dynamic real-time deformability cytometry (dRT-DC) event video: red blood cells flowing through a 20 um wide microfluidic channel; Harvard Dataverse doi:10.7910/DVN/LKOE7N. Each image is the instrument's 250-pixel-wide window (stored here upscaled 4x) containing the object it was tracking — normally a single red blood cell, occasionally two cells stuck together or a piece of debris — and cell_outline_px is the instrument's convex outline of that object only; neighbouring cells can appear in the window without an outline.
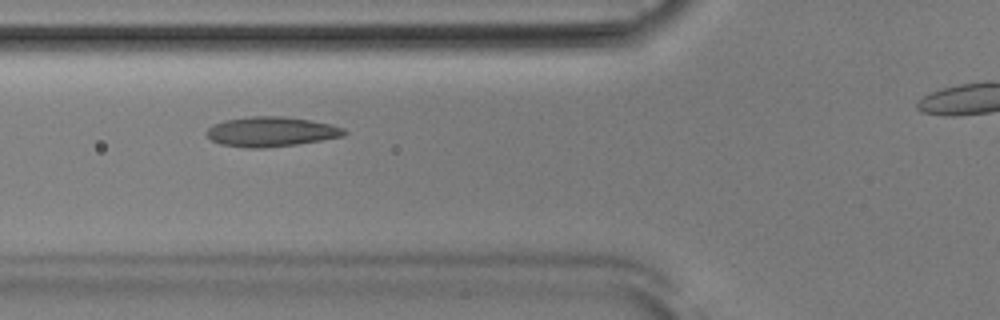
{"species": "Egyptian fruit bat (a non-hibernating species)", "species_latin": "Rousettus aegyptiacus", "temperature_condition": "room temperature", "stored_images_in_passage": 47, "camera_frame_rate_fps": 3000, "um_per_image_px": 0.085, "animal": {"sex": "male"}, "frame": {"image": 1, "passage_image": 20, "time_ms": 6.333, "image_size_px": [1000, 320], "cell_outline_px": [[348, 132], [344, 136], [296, 144], [264, 148], [248, 148], [220, 144], [212, 140], [204, 132], [212, 124], [224, 120], [252, 116], [284, 116], [332, 124], [344, 128]], "centroid_in_image_um": [23.03, 11.19], "position_along_channel_um": 102.8, "area_um2": 23.93}}
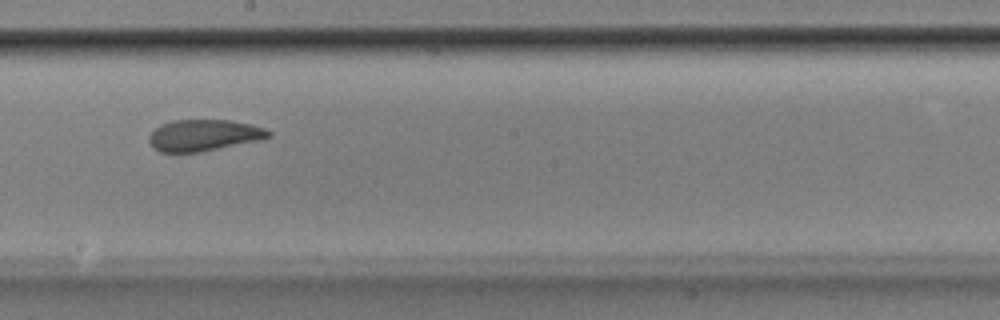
{"frame": {"image": 2, "passage_image": 30, "time_ms": 9.667, "image_size_px": [1000, 320], "cell_outline_px": [[272, 136], [260, 140], [200, 152], [160, 152], [152, 148], [148, 140], [148, 136], [160, 124], [172, 120], [228, 120], [252, 124], [264, 128], [272, 132]], "centroid_in_image_um": [17.31, 11.5], "position_along_channel_um": 230.9, "area_um2": 22.02}}
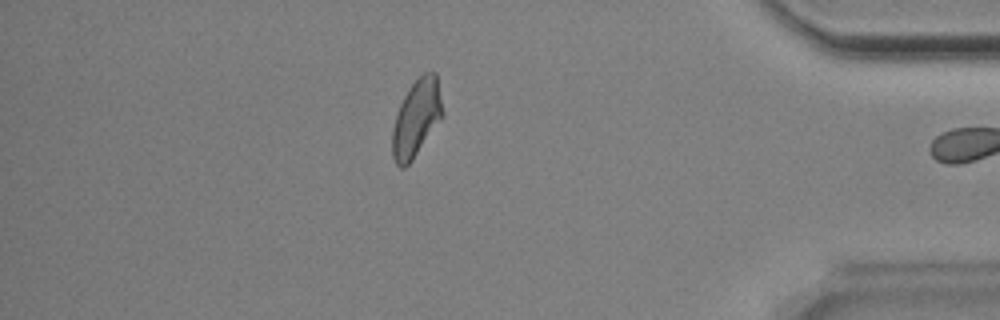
{"frame": {"image": 3, "passage_image": 46, "time_ms": 15.0, "image_size_px": [1000, 320], "cell_outline_px": [[444, 112], [440, 120], [412, 160], [404, 168], [400, 168], [396, 164], [392, 156], [392, 128], [396, 112], [404, 96], [412, 84], [424, 72], [436, 72]], "centroid_in_image_um": [35.38, 10.05], "position_along_channel_um": 399.8, "area_um2": 22.43}, "authors_computed_cell_mechanics": {"area_um2": 22.9466, "velocity_mm_per_s": 3.8465, "shape_relaxation_time_tau1_ms": 5.4538, "shape_relaxation_time_tau2_ms": 1.9329, "deformation_change_tau1": 0.14, "deformation_change_tau2": 0.0924}}